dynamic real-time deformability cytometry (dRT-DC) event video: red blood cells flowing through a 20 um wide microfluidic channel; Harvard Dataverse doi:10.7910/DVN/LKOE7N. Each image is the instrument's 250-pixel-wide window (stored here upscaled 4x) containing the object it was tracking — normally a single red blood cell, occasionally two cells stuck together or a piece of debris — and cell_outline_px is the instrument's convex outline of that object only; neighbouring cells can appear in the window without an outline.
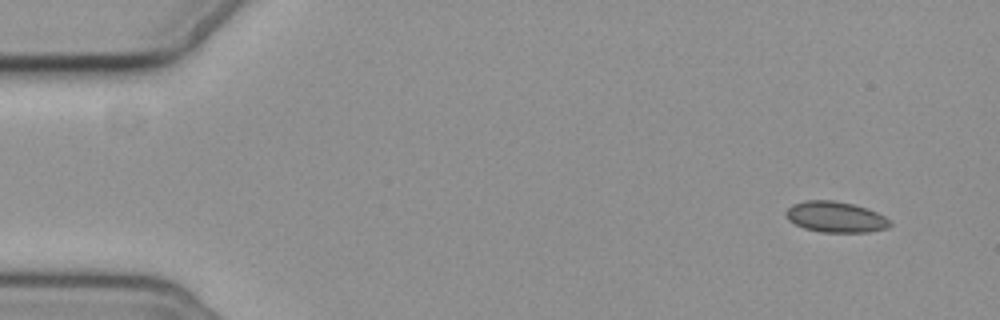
{"species": "common noctule bat (a hibernating species)", "species_latin": "Nyctalus noctula", "temperature_condition": "cold", "stored_images_in_passage": 4, "camera_frame_rate_fps": 3000, "um_per_image_px": 0.085, "animal": {"sex": "female", "body_mass_g": 19.3, "forearm_length_mm": 54.1}, "frame": {"image": 1, "passage_image": 1, "time_ms": 0.0, "image_size_px": [1000, 320], "cell_outline_px": [[892, 224], [888, 228], [868, 232], [820, 232], [804, 228], [788, 220], [784, 212], [792, 204], [804, 200], [836, 200], [852, 204], [876, 212], [892, 220]], "centroid_in_image_um": [71.02, 18.44], "position_along_channel_um": 14.0, "area_um2": 18.79}}